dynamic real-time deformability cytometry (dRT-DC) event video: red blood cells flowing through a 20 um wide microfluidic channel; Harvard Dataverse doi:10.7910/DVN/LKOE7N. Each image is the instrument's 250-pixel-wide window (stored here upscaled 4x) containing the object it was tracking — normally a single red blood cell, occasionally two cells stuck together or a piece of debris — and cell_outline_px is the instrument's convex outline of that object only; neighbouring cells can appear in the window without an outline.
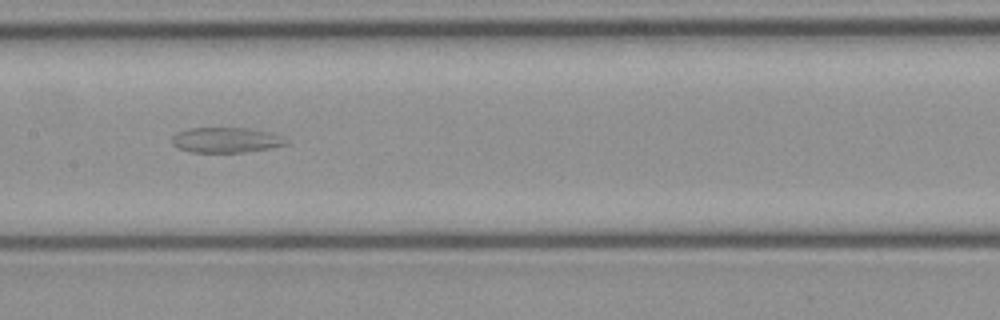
{"species": "common noctule bat (a hibernating species)", "species_latin": "Nyctalus noctula", "temperature_condition": "cold", "stored_images_in_passage": 48, "segment_of_instrument_passage": [2, 2], "camera_frame_rate_fps": 3000, "um_per_image_px": 0.085, "animal": {"sex": "female", "body_mass_g": 21.9}, "frame": {"image": 1, "passage_image": 24, "time_ms": 7.667, "image_size_px": [1000, 320], "cell_outline_px": [[288, 144], [272, 148], [244, 152], [192, 152], [176, 148], [172, 144], [172, 136], [176, 132], [188, 128], [248, 128], [268, 132], [280, 136], [288, 140]], "centroid_in_image_um": [19.18, 11.9], "position_along_channel_um": 188.2, "area_um2": 16.88}}
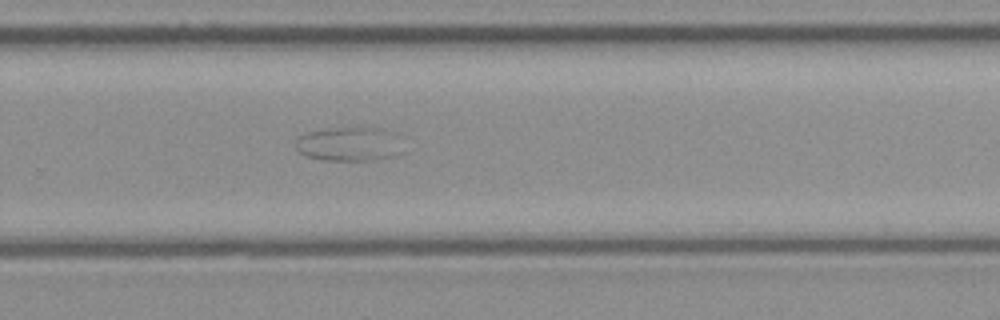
{"frame": {"image": 2, "passage_image": 32, "time_ms": 10.333, "image_size_px": [1000, 320], "cell_outline_px": [[404, 152], [392, 156], [372, 160], [324, 160], [304, 156], [296, 148], [296, 140], [304, 132], [332, 128], [384, 128], [392, 132]], "centroid_in_image_um": [29.64, 12.25], "position_along_channel_um": 300.2, "area_um2": 21.21}}
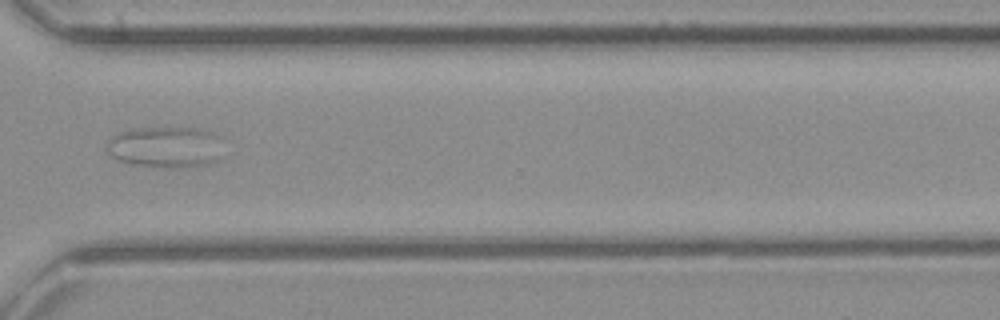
{"frame": {"image": 3, "passage_image": 36, "time_ms": 11.667, "image_size_px": [1000, 320], "cell_outline_px": [[220, 156], [216, 160], [208, 164], [192, 168], [168, 168], [132, 164], [120, 160], [112, 156], [104, 148], [104, 144], [116, 132], [128, 128], [200, 128], [216, 132], [220, 136]], "centroid_in_image_um": [14.05, 12.49], "position_along_channel_um": 356.5, "area_um2": 28.67}}